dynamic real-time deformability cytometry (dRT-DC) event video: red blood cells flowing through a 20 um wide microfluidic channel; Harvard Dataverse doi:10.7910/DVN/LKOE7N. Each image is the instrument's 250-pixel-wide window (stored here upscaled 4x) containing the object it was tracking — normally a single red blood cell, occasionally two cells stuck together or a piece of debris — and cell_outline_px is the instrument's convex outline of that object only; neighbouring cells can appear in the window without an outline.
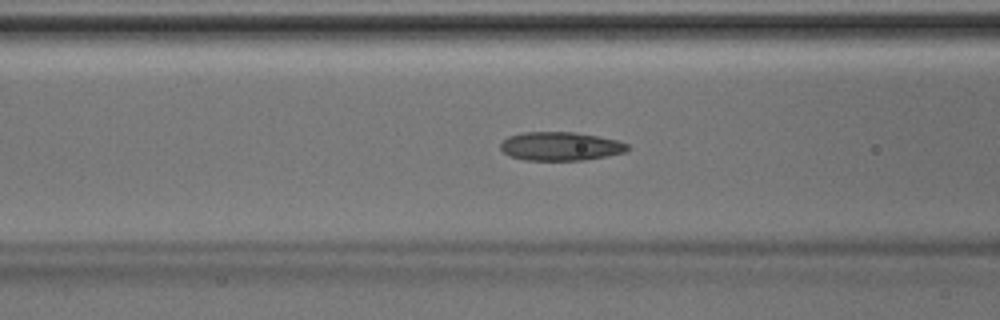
{"species": "Egyptian fruit bat (a non-hibernating species)", "species_latin": "Rousettus aegyptiacus", "temperature_condition": "room temperature", "stored_images_in_passage": 46, "camera_frame_rate_fps": 3000, "um_per_image_px": 0.085, "animal": {"sex": "male"}, "frame": {"image": 1, "passage_image": 18, "time_ms": 5.667, "image_size_px": [1000, 320], "cell_outline_px": [[628, 148], [624, 152], [608, 156], [584, 160], [524, 160], [508, 156], [500, 148], [500, 144], [508, 136], [520, 132], [576, 132], [616, 140], [628, 144]], "centroid_in_image_um": [47.6, 12.43], "position_along_channel_um": 119.0, "area_um2": 21.21}}
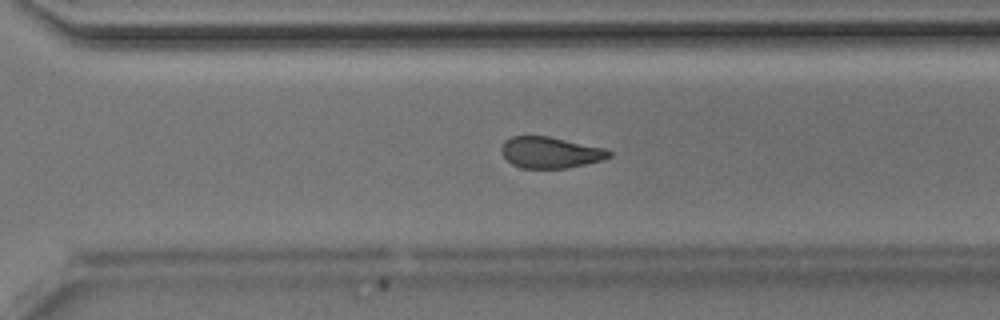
{"frame": {"image": 2, "passage_image": 32, "time_ms": 10.333, "image_size_px": [1000, 320], "cell_outline_px": [[612, 156], [604, 160], [568, 168], [520, 168], [512, 164], [500, 152], [500, 148], [504, 140], [512, 136], [548, 136], [608, 148], [612, 152]], "centroid_in_image_um": [46.81, 12.96], "position_along_channel_um": 323.8, "area_um2": 19.94}}
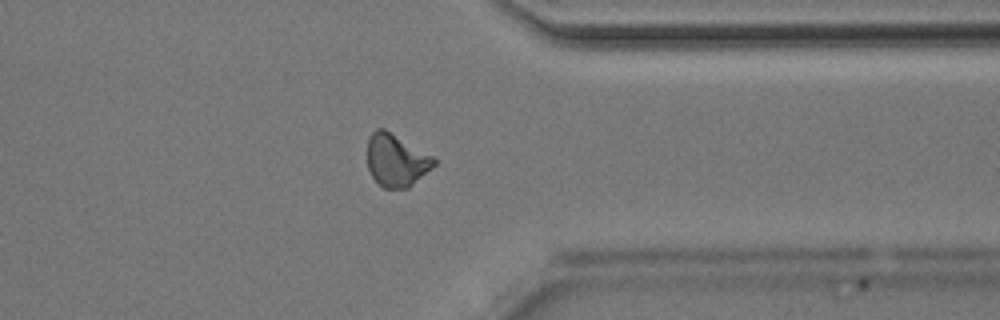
{"frame": {"image": 3, "passage_image": 36, "time_ms": 11.667, "image_size_px": [1000, 320], "cell_outline_px": [[436, 164], [432, 168], [408, 188], [384, 188], [372, 176], [368, 168], [368, 136], [376, 128], [384, 128], [432, 156], [436, 160]], "centroid_in_image_um": [33.67, 13.61], "position_along_channel_um": 377.7, "area_um2": 20.17}}